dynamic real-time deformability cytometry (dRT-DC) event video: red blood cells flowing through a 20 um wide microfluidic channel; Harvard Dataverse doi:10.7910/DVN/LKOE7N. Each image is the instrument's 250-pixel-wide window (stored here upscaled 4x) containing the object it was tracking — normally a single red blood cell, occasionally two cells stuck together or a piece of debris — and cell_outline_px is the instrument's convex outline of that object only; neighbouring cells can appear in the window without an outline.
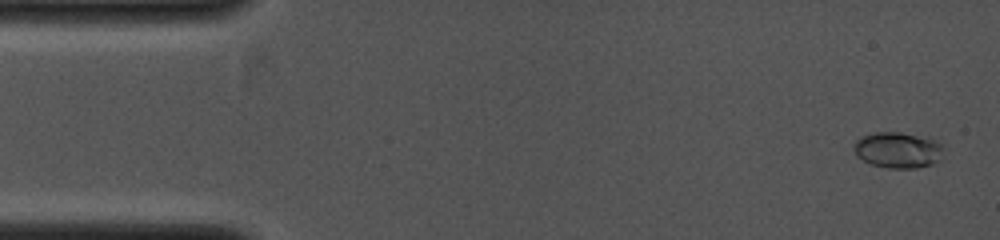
{"species": "common noctule bat (a hibernating species)", "species_latin": "Nyctalus noctula", "temperature_condition": "cold", "stored_images_in_passage": 42, "camera_frame_rate_fps": 4000, "um_per_image_px": 0.085, "animal": {"sex": "female", "body_mass_g": 19.0, "forearm_length_mm": 53.3}, "frame": {"image": 1, "passage_image": 2, "time_ms": 0.25, "image_size_px": [1000, 240], "cell_outline_px": [[944, 148], [940, 160], [932, 164], [916, 168], [888, 168], [872, 164], [856, 156], [852, 148], [852, 144], [860, 136], [876, 132], [900, 132], [936, 140]], "centroid_in_image_um": [76.29, 12.75], "position_along_channel_um": 8.7, "area_um2": 18.9}}
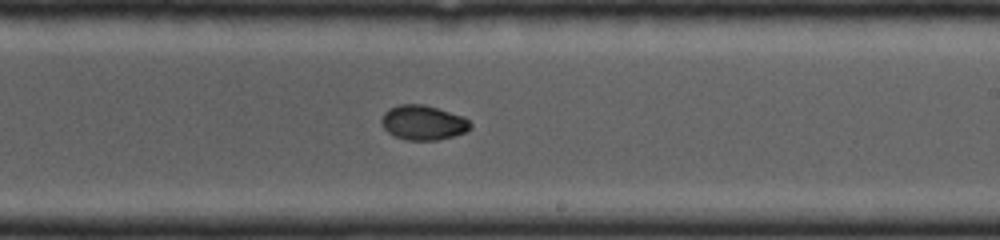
{"frame": {"image": 2, "passage_image": 26, "time_ms": 6.25, "image_size_px": [1000, 240], "cell_outline_px": [[472, 128], [464, 132], [452, 136], [436, 140], [404, 140], [388, 132], [380, 124], [380, 120], [384, 112], [388, 108], [400, 104], [424, 104], [464, 116], [472, 124]], "centroid_in_image_um": [35.95, 10.41], "position_along_channel_um": 253.1, "area_um2": 18.09}}
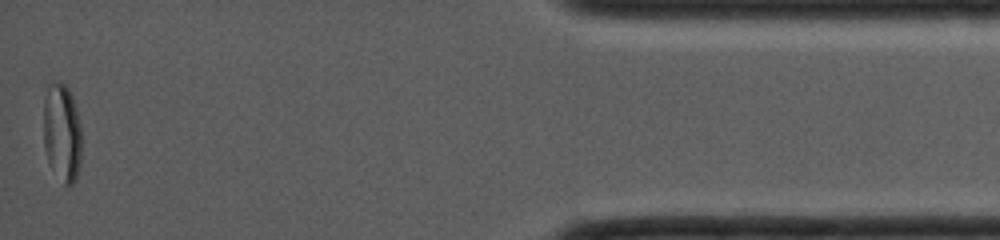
{"frame": {"image": 3, "passage_image": 42, "time_ms": 10.25, "image_size_px": [1000, 240], "cell_outline_px": [[80, 164], [76, 180], [68, 188], [64, 184], [48, 160], [44, 148], [44, 100], [48, 84], [56, 80], [60, 80], [68, 88], [72, 96], [80, 124]], "centroid_in_image_um": [5.26, 11.24], "position_along_channel_um": 429.9, "area_um2": 21.73}}